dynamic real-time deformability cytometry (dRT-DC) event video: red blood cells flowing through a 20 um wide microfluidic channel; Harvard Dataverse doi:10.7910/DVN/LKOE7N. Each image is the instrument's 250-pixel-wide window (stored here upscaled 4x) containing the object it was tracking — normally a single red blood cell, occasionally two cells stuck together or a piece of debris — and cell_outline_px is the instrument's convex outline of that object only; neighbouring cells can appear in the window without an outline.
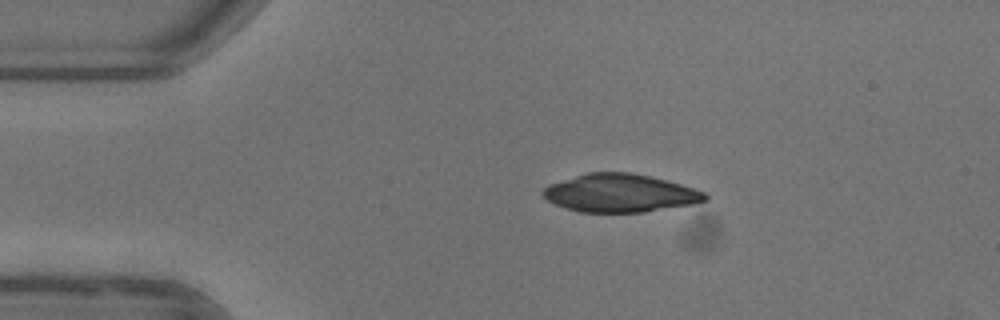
{"species": "common noctule bat (a hibernating species)", "species_latin": "Nyctalus noctula", "temperature_condition": "warm", "stored_images_in_passage": 36, "camera_frame_rate_fps": 3000, "um_per_image_px": 0.085, "animal": {"sex": "female"}, "frame": {"image": 1, "passage_image": 1, "time_ms": 0.0, "image_size_px": [1000, 320], "cell_outline_px": [[708, 200], [692, 204], [644, 212], [580, 212], [556, 204], [548, 200], [540, 192], [548, 184], [588, 172], [628, 172], [668, 180], [704, 192], [708, 196]], "centroid_in_image_um": [52.7, 16.41], "position_along_channel_um": 32.3, "area_um2": 35.72}}